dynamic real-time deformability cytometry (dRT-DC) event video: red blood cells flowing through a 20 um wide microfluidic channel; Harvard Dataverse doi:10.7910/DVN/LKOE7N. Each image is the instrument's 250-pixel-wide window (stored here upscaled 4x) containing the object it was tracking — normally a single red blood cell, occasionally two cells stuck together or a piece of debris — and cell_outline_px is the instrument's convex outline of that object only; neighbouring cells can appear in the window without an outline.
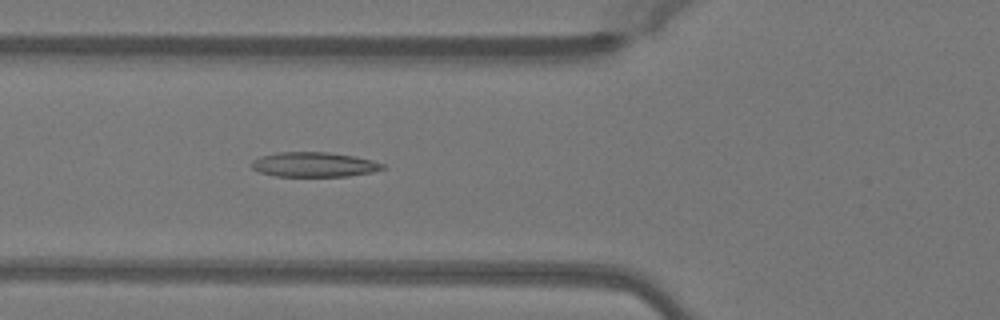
{"species": "Egyptian fruit bat (a non-hibernating species)", "species_latin": "Rousettus aegyptiacus", "temperature_condition": "warm", "stored_images_in_passage": 50, "camera_frame_rate_fps": 3000, "um_per_image_px": 0.085, "animal": {"sex": "female"}, "frame": {"image": 1, "passage_image": 19, "time_ms": 6.0, "image_size_px": [1000, 320], "cell_outline_px": [[388, 168], [372, 172], [348, 176], [276, 176], [260, 172], [252, 168], [252, 160], [260, 156], [276, 152], [328, 152], [356, 156], [372, 160], [384, 164]], "centroid_in_image_um": [26.72, 13.98], "position_along_channel_um": 99.1, "area_um2": 19.02}}
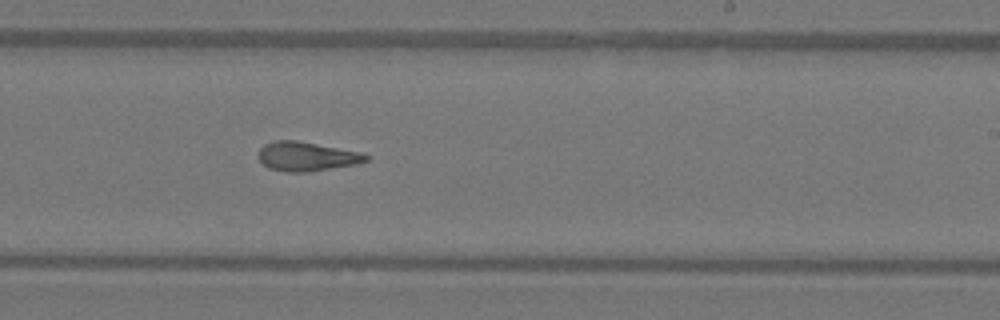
{"frame": {"image": 2, "passage_image": 31, "time_ms": 10.0, "image_size_px": [1000, 320], "cell_outline_px": [[368, 160], [356, 164], [308, 172], [288, 172], [268, 168], [260, 160], [260, 148], [264, 144], [272, 140], [296, 140], [364, 152], [368, 156]], "centroid_in_image_um": [26.09, 13.28], "position_along_channel_um": 262.9, "area_um2": 18.32}}
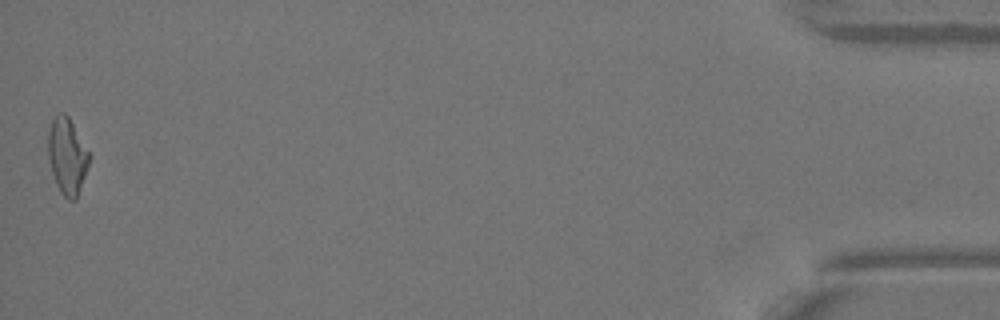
{"frame": {"image": 3, "passage_image": 50, "time_ms": 16.333, "image_size_px": [1000, 320], "cell_outline_px": [[92, 156], [76, 200], [68, 200], [60, 192], [56, 184], [52, 172], [48, 156], [48, 132], [52, 120], [60, 112], [64, 112], [68, 116]], "centroid_in_image_um": [5.72, 13.28], "position_along_channel_um": 429.5, "area_um2": 18.32}, "authors_computed_cell_mechanics": {"area_um2": 18.3226, "velocity_mm_per_s": 4.0917, "shape_relaxation_time_tau1_ms": 7.139, "shape_relaxation_time_tau2_ms": 3.0259, "deformation_change_tau1": 0.2163, "deformation_change_tau2": 0.0879}}